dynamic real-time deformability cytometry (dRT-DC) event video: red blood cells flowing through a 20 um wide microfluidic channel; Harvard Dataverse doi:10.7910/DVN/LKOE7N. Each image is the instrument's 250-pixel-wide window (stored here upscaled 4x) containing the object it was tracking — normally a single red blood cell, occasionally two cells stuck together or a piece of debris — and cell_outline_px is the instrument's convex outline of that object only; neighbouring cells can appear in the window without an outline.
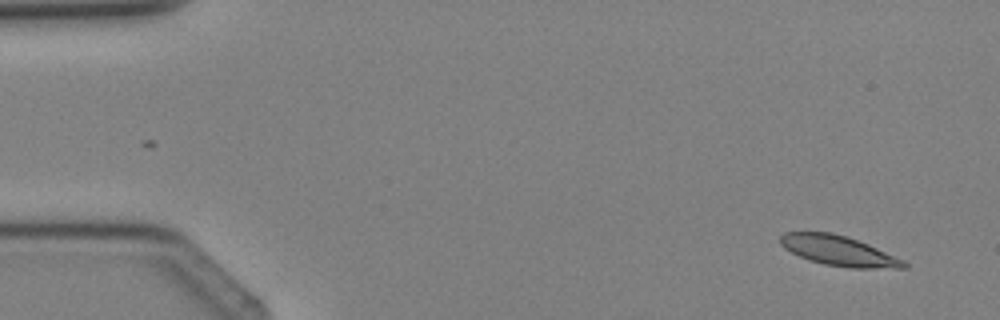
{"species": "Egyptian fruit bat (a non-hibernating species)", "species_latin": "Rousettus aegyptiacus", "temperature_condition": "cold", "stored_images_in_passage": 2, "camera_frame_rate_fps": 3000, "um_per_image_px": 0.085, "animal": {"sex": "female"}, "frame": {"image": 1, "passage_image": 2, "time_ms": 1.333, "image_size_px": [1000, 320], "cell_outline_px": [[908, 268], [852, 268], [824, 264], [808, 260], [784, 248], [780, 244], [780, 236], [784, 232], [832, 232], [848, 236], [868, 244], [904, 260], [908, 264]], "centroid_in_image_um": [71.29, 21.31], "position_along_channel_um": 13.7, "area_um2": 21.62}}